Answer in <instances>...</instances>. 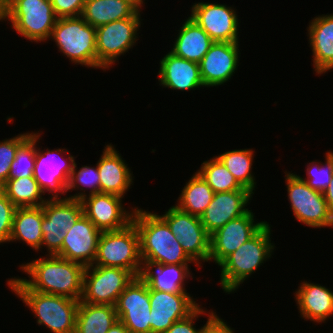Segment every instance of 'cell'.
I'll use <instances>...</instances> for the list:
<instances>
[{"mask_svg": "<svg viewBox=\"0 0 333 333\" xmlns=\"http://www.w3.org/2000/svg\"><path fill=\"white\" fill-rule=\"evenodd\" d=\"M252 210L232 219L210 235L209 262L219 265L227 256L253 237L267 221L255 222Z\"/></svg>", "mask_w": 333, "mask_h": 333, "instance_id": "cell-17", "label": "cell"}, {"mask_svg": "<svg viewBox=\"0 0 333 333\" xmlns=\"http://www.w3.org/2000/svg\"><path fill=\"white\" fill-rule=\"evenodd\" d=\"M187 292H166L149 287L151 333H165L174 322L192 314L199 304Z\"/></svg>", "mask_w": 333, "mask_h": 333, "instance_id": "cell-15", "label": "cell"}, {"mask_svg": "<svg viewBox=\"0 0 333 333\" xmlns=\"http://www.w3.org/2000/svg\"><path fill=\"white\" fill-rule=\"evenodd\" d=\"M122 198L113 194L97 193L82 202L84 215L103 231H117L132 223L135 207L129 212L123 207Z\"/></svg>", "mask_w": 333, "mask_h": 333, "instance_id": "cell-18", "label": "cell"}, {"mask_svg": "<svg viewBox=\"0 0 333 333\" xmlns=\"http://www.w3.org/2000/svg\"><path fill=\"white\" fill-rule=\"evenodd\" d=\"M132 5L138 12H141V7H143V1L145 0H124Z\"/></svg>", "mask_w": 333, "mask_h": 333, "instance_id": "cell-46", "label": "cell"}, {"mask_svg": "<svg viewBox=\"0 0 333 333\" xmlns=\"http://www.w3.org/2000/svg\"><path fill=\"white\" fill-rule=\"evenodd\" d=\"M57 19L50 0H8L12 29L31 42L47 41Z\"/></svg>", "mask_w": 333, "mask_h": 333, "instance_id": "cell-7", "label": "cell"}, {"mask_svg": "<svg viewBox=\"0 0 333 333\" xmlns=\"http://www.w3.org/2000/svg\"><path fill=\"white\" fill-rule=\"evenodd\" d=\"M67 151V149L60 148L56 150H49L47 148L45 152L40 148L36 150L34 177L41 190L44 193H50L49 195L52 198L60 197V194L64 195L66 193L65 189L75 163V157ZM63 152L67 153L68 157H59V154Z\"/></svg>", "mask_w": 333, "mask_h": 333, "instance_id": "cell-16", "label": "cell"}, {"mask_svg": "<svg viewBox=\"0 0 333 333\" xmlns=\"http://www.w3.org/2000/svg\"><path fill=\"white\" fill-rule=\"evenodd\" d=\"M8 20V0H0V21Z\"/></svg>", "mask_w": 333, "mask_h": 333, "instance_id": "cell-45", "label": "cell"}, {"mask_svg": "<svg viewBox=\"0 0 333 333\" xmlns=\"http://www.w3.org/2000/svg\"><path fill=\"white\" fill-rule=\"evenodd\" d=\"M208 313L206 309L204 310L203 307L199 306L192 314L188 317L176 321L173 325L165 332V333H199L200 329H196L194 326V321L200 317V315Z\"/></svg>", "mask_w": 333, "mask_h": 333, "instance_id": "cell-41", "label": "cell"}, {"mask_svg": "<svg viewBox=\"0 0 333 333\" xmlns=\"http://www.w3.org/2000/svg\"><path fill=\"white\" fill-rule=\"evenodd\" d=\"M316 75L333 69V14L314 17L307 27Z\"/></svg>", "mask_w": 333, "mask_h": 333, "instance_id": "cell-24", "label": "cell"}, {"mask_svg": "<svg viewBox=\"0 0 333 333\" xmlns=\"http://www.w3.org/2000/svg\"><path fill=\"white\" fill-rule=\"evenodd\" d=\"M93 265L126 269L135 277L141 276L140 237L133 222L121 230L101 232Z\"/></svg>", "mask_w": 333, "mask_h": 333, "instance_id": "cell-6", "label": "cell"}, {"mask_svg": "<svg viewBox=\"0 0 333 333\" xmlns=\"http://www.w3.org/2000/svg\"><path fill=\"white\" fill-rule=\"evenodd\" d=\"M43 217L42 206L17 207L13 217V228L9 242L22 241L33 250H41Z\"/></svg>", "mask_w": 333, "mask_h": 333, "instance_id": "cell-28", "label": "cell"}, {"mask_svg": "<svg viewBox=\"0 0 333 333\" xmlns=\"http://www.w3.org/2000/svg\"><path fill=\"white\" fill-rule=\"evenodd\" d=\"M253 195L249 190L215 193L210 205L200 217L206 231L211 235L230 220L244 215L249 210L246 206Z\"/></svg>", "mask_w": 333, "mask_h": 333, "instance_id": "cell-21", "label": "cell"}, {"mask_svg": "<svg viewBox=\"0 0 333 333\" xmlns=\"http://www.w3.org/2000/svg\"><path fill=\"white\" fill-rule=\"evenodd\" d=\"M325 160V163L311 161L306 169L307 178L299 176L309 187L321 192L329 186L333 176V152H327Z\"/></svg>", "mask_w": 333, "mask_h": 333, "instance_id": "cell-37", "label": "cell"}, {"mask_svg": "<svg viewBox=\"0 0 333 333\" xmlns=\"http://www.w3.org/2000/svg\"><path fill=\"white\" fill-rule=\"evenodd\" d=\"M158 78L160 86L173 90L188 91L205 87L199 63L178 57L170 51L160 60Z\"/></svg>", "mask_w": 333, "mask_h": 333, "instance_id": "cell-23", "label": "cell"}, {"mask_svg": "<svg viewBox=\"0 0 333 333\" xmlns=\"http://www.w3.org/2000/svg\"><path fill=\"white\" fill-rule=\"evenodd\" d=\"M117 321L115 306L90 304L80 300L75 333H107Z\"/></svg>", "mask_w": 333, "mask_h": 333, "instance_id": "cell-29", "label": "cell"}, {"mask_svg": "<svg viewBox=\"0 0 333 333\" xmlns=\"http://www.w3.org/2000/svg\"><path fill=\"white\" fill-rule=\"evenodd\" d=\"M235 8L225 4L197 2L190 17L214 42H239V19Z\"/></svg>", "mask_w": 333, "mask_h": 333, "instance_id": "cell-14", "label": "cell"}, {"mask_svg": "<svg viewBox=\"0 0 333 333\" xmlns=\"http://www.w3.org/2000/svg\"><path fill=\"white\" fill-rule=\"evenodd\" d=\"M324 198L327 202V207L330 214L333 216V176L329 186L323 192Z\"/></svg>", "mask_w": 333, "mask_h": 333, "instance_id": "cell-43", "label": "cell"}, {"mask_svg": "<svg viewBox=\"0 0 333 333\" xmlns=\"http://www.w3.org/2000/svg\"><path fill=\"white\" fill-rule=\"evenodd\" d=\"M28 279H18L30 290L81 300L85 266L57 255H46L20 265ZM31 279V280H30Z\"/></svg>", "mask_w": 333, "mask_h": 333, "instance_id": "cell-1", "label": "cell"}, {"mask_svg": "<svg viewBox=\"0 0 333 333\" xmlns=\"http://www.w3.org/2000/svg\"><path fill=\"white\" fill-rule=\"evenodd\" d=\"M77 164L74 163L73 170L71 171L70 177L68 179V184L65 189L66 193L71 190H79L83 192H77L74 195L66 196V198L81 201L85 197L100 193V176L96 167L82 166L80 170H77ZM78 171V172H77ZM90 188L89 193H85V188Z\"/></svg>", "mask_w": 333, "mask_h": 333, "instance_id": "cell-35", "label": "cell"}, {"mask_svg": "<svg viewBox=\"0 0 333 333\" xmlns=\"http://www.w3.org/2000/svg\"><path fill=\"white\" fill-rule=\"evenodd\" d=\"M101 231L83 214L67 230L62 249L56 254L59 257L83 264L93 265Z\"/></svg>", "mask_w": 333, "mask_h": 333, "instance_id": "cell-20", "label": "cell"}, {"mask_svg": "<svg viewBox=\"0 0 333 333\" xmlns=\"http://www.w3.org/2000/svg\"><path fill=\"white\" fill-rule=\"evenodd\" d=\"M140 12L131 18L113 21L96 28L97 62L105 69L115 64L118 57L128 52L138 41L141 27Z\"/></svg>", "mask_w": 333, "mask_h": 333, "instance_id": "cell-10", "label": "cell"}, {"mask_svg": "<svg viewBox=\"0 0 333 333\" xmlns=\"http://www.w3.org/2000/svg\"><path fill=\"white\" fill-rule=\"evenodd\" d=\"M7 285L34 313L39 326L53 333H75L79 300L30 290L16 277L7 279Z\"/></svg>", "mask_w": 333, "mask_h": 333, "instance_id": "cell-3", "label": "cell"}, {"mask_svg": "<svg viewBox=\"0 0 333 333\" xmlns=\"http://www.w3.org/2000/svg\"><path fill=\"white\" fill-rule=\"evenodd\" d=\"M178 238L183 250L202 267L201 262H208L210 255V234L204 228L200 217L193 216L172 206L163 215H159Z\"/></svg>", "mask_w": 333, "mask_h": 333, "instance_id": "cell-12", "label": "cell"}, {"mask_svg": "<svg viewBox=\"0 0 333 333\" xmlns=\"http://www.w3.org/2000/svg\"><path fill=\"white\" fill-rule=\"evenodd\" d=\"M239 42H214L199 62L200 76L205 87L223 85L239 66Z\"/></svg>", "mask_w": 333, "mask_h": 333, "instance_id": "cell-19", "label": "cell"}, {"mask_svg": "<svg viewBox=\"0 0 333 333\" xmlns=\"http://www.w3.org/2000/svg\"><path fill=\"white\" fill-rule=\"evenodd\" d=\"M188 266V264L143 265L140 277L154 290L187 292L184 281L187 278H192Z\"/></svg>", "mask_w": 333, "mask_h": 333, "instance_id": "cell-27", "label": "cell"}, {"mask_svg": "<svg viewBox=\"0 0 333 333\" xmlns=\"http://www.w3.org/2000/svg\"><path fill=\"white\" fill-rule=\"evenodd\" d=\"M179 29L170 52L178 57L199 63L214 41L190 16Z\"/></svg>", "mask_w": 333, "mask_h": 333, "instance_id": "cell-26", "label": "cell"}, {"mask_svg": "<svg viewBox=\"0 0 333 333\" xmlns=\"http://www.w3.org/2000/svg\"><path fill=\"white\" fill-rule=\"evenodd\" d=\"M135 276L126 269L89 265L83 275L82 302L115 306Z\"/></svg>", "mask_w": 333, "mask_h": 333, "instance_id": "cell-11", "label": "cell"}, {"mask_svg": "<svg viewBox=\"0 0 333 333\" xmlns=\"http://www.w3.org/2000/svg\"><path fill=\"white\" fill-rule=\"evenodd\" d=\"M97 162L100 193L123 197L133 183V174L115 146L108 144Z\"/></svg>", "mask_w": 333, "mask_h": 333, "instance_id": "cell-22", "label": "cell"}, {"mask_svg": "<svg viewBox=\"0 0 333 333\" xmlns=\"http://www.w3.org/2000/svg\"><path fill=\"white\" fill-rule=\"evenodd\" d=\"M107 333H131V332L125 327V325L120 320H118L108 330Z\"/></svg>", "mask_w": 333, "mask_h": 333, "instance_id": "cell-44", "label": "cell"}, {"mask_svg": "<svg viewBox=\"0 0 333 333\" xmlns=\"http://www.w3.org/2000/svg\"><path fill=\"white\" fill-rule=\"evenodd\" d=\"M32 132L18 134L10 139L0 141V187L8 180L11 163L18 148L31 136Z\"/></svg>", "mask_w": 333, "mask_h": 333, "instance_id": "cell-38", "label": "cell"}, {"mask_svg": "<svg viewBox=\"0 0 333 333\" xmlns=\"http://www.w3.org/2000/svg\"><path fill=\"white\" fill-rule=\"evenodd\" d=\"M212 188L206 183L198 172H195L181 190L178 203L180 210L193 216L201 217L214 197Z\"/></svg>", "mask_w": 333, "mask_h": 333, "instance_id": "cell-31", "label": "cell"}, {"mask_svg": "<svg viewBox=\"0 0 333 333\" xmlns=\"http://www.w3.org/2000/svg\"><path fill=\"white\" fill-rule=\"evenodd\" d=\"M208 320L199 333H234L233 329L226 322L219 318L216 312L207 313Z\"/></svg>", "mask_w": 333, "mask_h": 333, "instance_id": "cell-42", "label": "cell"}, {"mask_svg": "<svg viewBox=\"0 0 333 333\" xmlns=\"http://www.w3.org/2000/svg\"><path fill=\"white\" fill-rule=\"evenodd\" d=\"M16 208L0 188V244L9 243Z\"/></svg>", "mask_w": 333, "mask_h": 333, "instance_id": "cell-39", "label": "cell"}, {"mask_svg": "<svg viewBox=\"0 0 333 333\" xmlns=\"http://www.w3.org/2000/svg\"><path fill=\"white\" fill-rule=\"evenodd\" d=\"M115 307L118 320L131 333H151L149 286L141 277L124 289Z\"/></svg>", "mask_w": 333, "mask_h": 333, "instance_id": "cell-13", "label": "cell"}, {"mask_svg": "<svg viewBox=\"0 0 333 333\" xmlns=\"http://www.w3.org/2000/svg\"><path fill=\"white\" fill-rule=\"evenodd\" d=\"M137 10L124 0H86L81 17L98 28L107 23L131 18Z\"/></svg>", "mask_w": 333, "mask_h": 333, "instance_id": "cell-30", "label": "cell"}, {"mask_svg": "<svg viewBox=\"0 0 333 333\" xmlns=\"http://www.w3.org/2000/svg\"><path fill=\"white\" fill-rule=\"evenodd\" d=\"M271 227L266 223L253 237L227 256L221 267L220 285L225 293H232L247 280L258 267L271 258L275 245L271 242Z\"/></svg>", "mask_w": 333, "mask_h": 333, "instance_id": "cell-4", "label": "cell"}, {"mask_svg": "<svg viewBox=\"0 0 333 333\" xmlns=\"http://www.w3.org/2000/svg\"><path fill=\"white\" fill-rule=\"evenodd\" d=\"M42 246L47 255H56L61 249L65 234L84 214L82 202L66 197H49L42 205Z\"/></svg>", "mask_w": 333, "mask_h": 333, "instance_id": "cell-9", "label": "cell"}, {"mask_svg": "<svg viewBox=\"0 0 333 333\" xmlns=\"http://www.w3.org/2000/svg\"><path fill=\"white\" fill-rule=\"evenodd\" d=\"M295 291V301L299 313L303 319L319 323H325L333 315V292L311 282L300 283Z\"/></svg>", "mask_w": 333, "mask_h": 333, "instance_id": "cell-25", "label": "cell"}, {"mask_svg": "<svg viewBox=\"0 0 333 333\" xmlns=\"http://www.w3.org/2000/svg\"><path fill=\"white\" fill-rule=\"evenodd\" d=\"M132 222L139 233L143 265L195 263L183 250L168 224L156 212L136 207Z\"/></svg>", "mask_w": 333, "mask_h": 333, "instance_id": "cell-2", "label": "cell"}, {"mask_svg": "<svg viewBox=\"0 0 333 333\" xmlns=\"http://www.w3.org/2000/svg\"><path fill=\"white\" fill-rule=\"evenodd\" d=\"M197 172L212 188L214 193L248 190L236 181L234 176L216 156L204 161Z\"/></svg>", "mask_w": 333, "mask_h": 333, "instance_id": "cell-34", "label": "cell"}, {"mask_svg": "<svg viewBox=\"0 0 333 333\" xmlns=\"http://www.w3.org/2000/svg\"><path fill=\"white\" fill-rule=\"evenodd\" d=\"M55 15L61 17H79L82 15L86 0H50Z\"/></svg>", "mask_w": 333, "mask_h": 333, "instance_id": "cell-40", "label": "cell"}, {"mask_svg": "<svg viewBox=\"0 0 333 333\" xmlns=\"http://www.w3.org/2000/svg\"><path fill=\"white\" fill-rule=\"evenodd\" d=\"M50 39L72 63L105 71L97 62L96 28L81 16L58 18Z\"/></svg>", "mask_w": 333, "mask_h": 333, "instance_id": "cell-5", "label": "cell"}, {"mask_svg": "<svg viewBox=\"0 0 333 333\" xmlns=\"http://www.w3.org/2000/svg\"><path fill=\"white\" fill-rule=\"evenodd\" d=\"M42 133L32 132L31 136L18 148L11 163L8 179H19L34 176L37 142Z\"/></svg>", "mask_w": 333, "mask_h": 333, "instance_id": "cell-36", "label": "cell"}, {"mask_svg": "<svg viewBox=\"0 0 333 333\" xmlns=\"http://www.w3.org/2000/svg\"><path fill=\"white\" fill-rule=\"evenodd\" d=\"M1 189L16 207H38L47 201L34 176L8 179Z\"/></svg>", "mask_w": 333, "mask_h": 333, "instance_id": "cell-32", "label": "cell"}, {"mask_svg": "<svg viewBox=\"0 0 333 333\" xmlns=\"http://www.w3.org/2000/svg\"><path fill=\"white\" fill-rule=\"evenodd\" d=\"M284 173L288 201L296 220L308 227L333 228V216L328 210L323 192L309 187L297 174Z\"/></svg>", "mask_w": 333, "mask_h": 333, "instance_id": "cell-8", "label": "cell"}, {"mask_svg": "<svg viewBox=\"0 0 333 333\" xmlns=\"http://www.w3.org/2000/svg\"><path fill=\"white\" fill-rule=\"evenodd\" d=\"M253 149H235L216 156L234 176L236 181L254 194L256 187L254 174H252Z\"/></svg>", "mask_w": 333, "mask_h": 333, "instance_id": "cell-33", "label": "cell"}]
</instances>
